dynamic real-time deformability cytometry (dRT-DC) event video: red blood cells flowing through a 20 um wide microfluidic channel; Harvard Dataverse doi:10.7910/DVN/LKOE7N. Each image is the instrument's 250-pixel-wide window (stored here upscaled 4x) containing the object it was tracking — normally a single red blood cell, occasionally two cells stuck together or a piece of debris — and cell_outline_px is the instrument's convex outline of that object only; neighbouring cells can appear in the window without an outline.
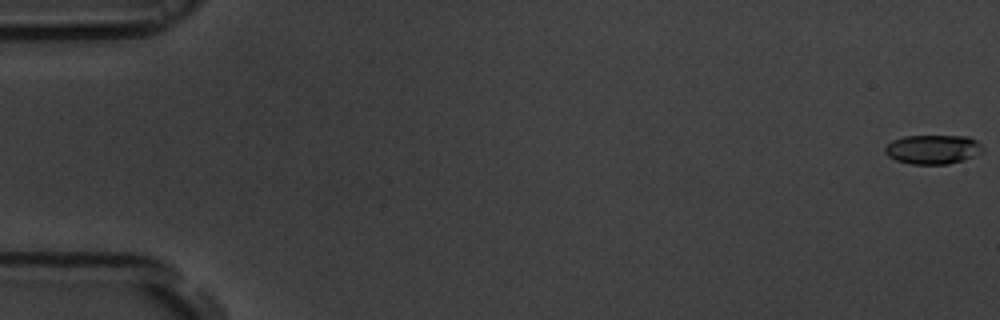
{"species": "common noctule bat (a hibernating species)", "species_latin": "Nyctalus noctula", "temperature_condition": "room temperature", "stored_images_in_passage": 56, "camera_frame_rate_fps": 3000, "um_per_image_px": 0.085, "animal": {"sex": "male", "body_mass_g": 19.5, "forearm_length_mm": 54.6}, "frame": {"image": 1, "passage_image": 1, "time_ms": 0.0, "image_size_px": [1000, 320], "cell_outline_px": [[984, 152], [964, 160], [948, 164], [912, 164], [896, 160], [888, 156], [884, 152], [884, 148], [892, 140], [904, 136], [968, 136], [976, 140], [984, 148]], "centroid_in_image_um": [79.31, 12.7], "position_along_channel_um": 5.7, "area_um2": 16.76}}
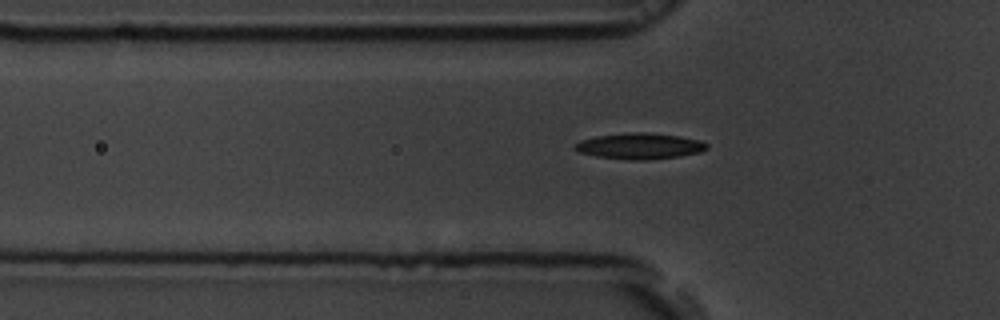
{"frame": {"image": 2, "passage_image": 19, "time_ms": 6.0, "image_size_px": [1000, 320], "cell_outline_px": [[708, 148], [700, 152], [680, 156], [648, 160], [632, 160], [596, 156], [580, 152], [572, 148], [572, 144], [580, 140], [596, 136], [628, 132], [644, 132], [680, 136], [696, 140], [708, 144]], "centroid_in_image_um": [54.32, 12.41], "position_along_channel_um": 71.5, "area_um2": 20.0}}
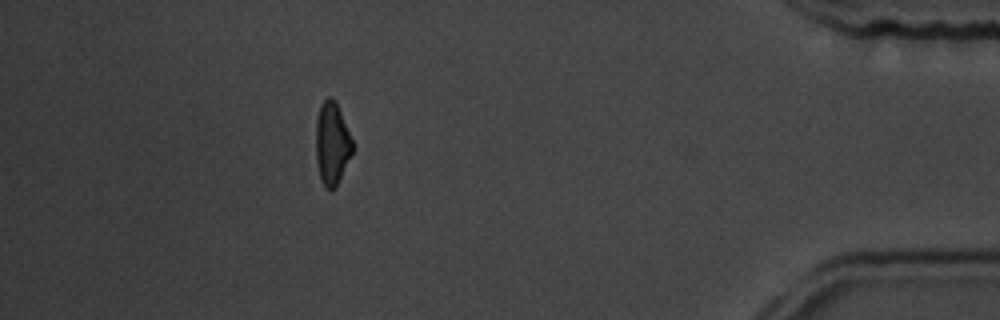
{"frame": {"image": 3, "passage_image": 50, "time_ms": 16.333, "image_size_px": [1000, 320], "cell_outline_px": [[352, 152], [336, 188], [324, 188], [320, 180], [316, 160], [316, 120], [320, 104], [328, 96], [332, 96], [336, 100], [352, 140]], "centroid_in_image_um": [28.2, 12.18], "position_along_channel_um": 407.0, "area_um2": 17.69}, "authors_computed_cell_mechanics": {"area_um2": 18.2359, "velocity_mm_per_s": 3.731, "shape_relaxation_time_tau1_ms": 4.344, "shape_relaxation_time_tau2_ms": 2.3139, "deformation_change_tau1": 0.1409, "deformation_change_tau2": 0.085}}